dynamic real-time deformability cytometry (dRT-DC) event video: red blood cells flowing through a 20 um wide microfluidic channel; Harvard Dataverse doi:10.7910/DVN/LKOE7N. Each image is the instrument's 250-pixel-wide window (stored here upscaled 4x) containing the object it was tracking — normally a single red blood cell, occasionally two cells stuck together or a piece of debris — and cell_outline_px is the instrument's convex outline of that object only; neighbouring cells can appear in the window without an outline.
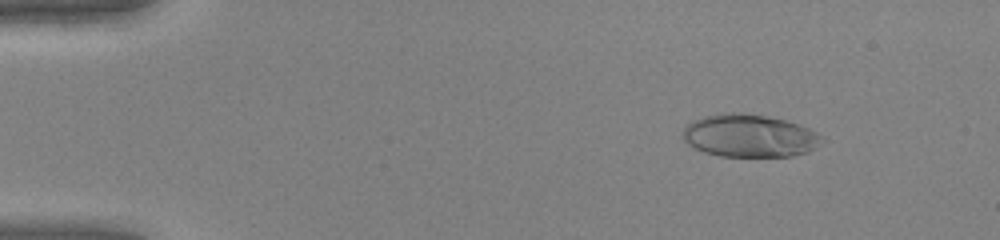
{"species": "human", "species_latin": "Homo sapiens", "temperature_condition": "warm", "stored_images_in_passage": 50, "camera_frame_rate_fps": 3000, "um_per_image_px": 0.085, "donor": {"sex": "female"}, "frame": {"image": 1, "passage_image": 7, "time_ms": 2.0, "image_size_px": [1000, 240], "cell_outline_px": [[824, 140], [820, 144], [808, 152], [792, 156], [720, 156], [704, 152], [688, 144], [684, 140], [684, 128], [692, 120], [704, 116], [720, 112], [744, 112], [784, 120], [808, 128], [824, 136]], "centroid_in_image_um": [63.71, 11.53], "position_along_channel_um": 21.3, "area_um2": 34.62}}
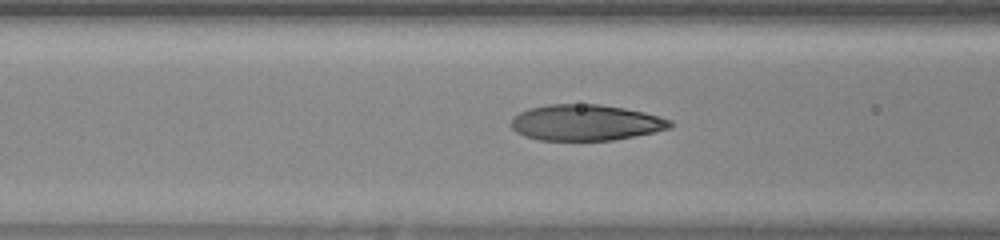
{"frame": {"image": 2, "passage_image": 21, "time_ms": 6.667, "image_size_px": [1000, 240], "cell_outline_px": [[672, 128], [612, 140], [540, 140], [524, 136], [516, 132], [508, 124], [520, 112], [528, 108], [548, 104], [600, 104], [624, 108], [644, 112], [660, 116], [672, 120]], "centroid_in_image_um": [49.77, 10.41], "position_along_channel_um": 116.8, "area_um2": 33.35}}
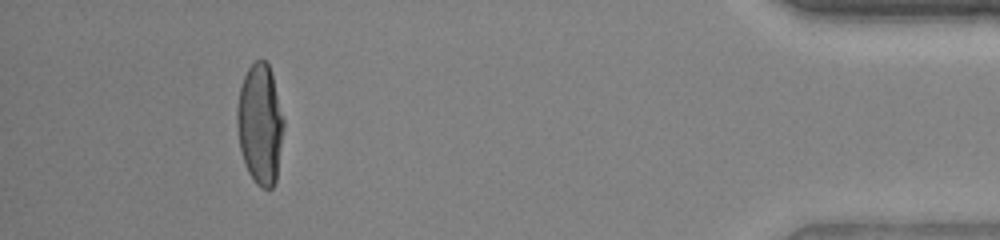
{"frame": {"image": 3, "passage_image": 46, "time_ms": 15.0, "image_size_px": [1000, 240], "cell_outline_px": [[284, 124], [276, 180], [272, 188], [260, 188], [256, 184], [248, 172], [244, 164], [240, 152], [236, 124], [236, 108], [240, 88], [244, 76], [248, 68], [256, 60], [264, 60], [268, 64], [272, 72], [284, 120]], "centroid_in_image_um": [22.09, 10.56], "position_along_channel_um": 413.1, "area_um2": 32.95}, "authors_computed_cell_mechanics": {"area_um2": 33.3506, "velocity_mm_per_s": 4.2452, "shape_relaxation_time_tau1_ms": 4.1985, "shape_relaxation_time_tau2_ms": null, "deformation_change_tau1": 0.2662, "deformation_change_tau2": null}}